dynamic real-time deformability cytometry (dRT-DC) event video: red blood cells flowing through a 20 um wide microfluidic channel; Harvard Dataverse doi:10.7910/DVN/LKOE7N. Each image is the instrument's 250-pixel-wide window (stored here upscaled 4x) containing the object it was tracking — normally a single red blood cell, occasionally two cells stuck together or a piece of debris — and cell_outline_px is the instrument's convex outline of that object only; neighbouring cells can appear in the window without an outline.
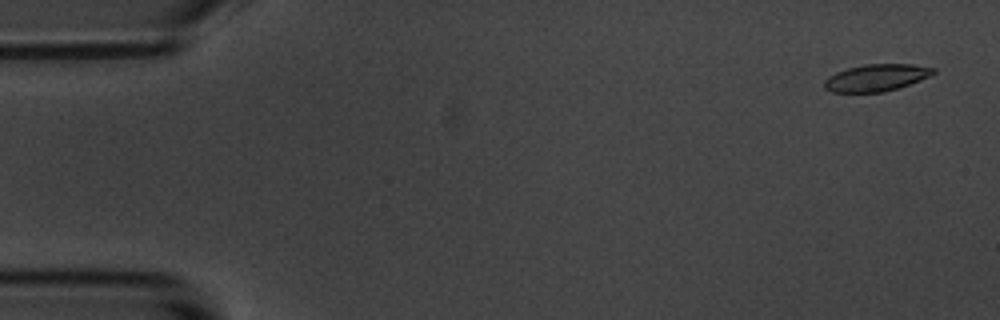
{"species": "common noctule bat (a hibernating species)", "species_latin": "Nyctalus noctula", "temperature_condition": "room temperature", "stored_images_in_passage": 5, "camera_frame_rate_fps": 3000, "um_per_image_px": 0.085, "animal": {"sex": "male", "body_mass_g": 20.1, "forearm_length_mm": 53.5}, "frame": {"image": 1, "passage_image": 1, "time_ms": 0.0, "image_size_px": [1000, 320], "cell_outline_px": [[936, 72], [920, 80], [884, 92], [832, 92], [824, 88], [824, 80], [828, 76], [836, 72], [848, 68], [864, 64], [912, 64], [936, 68]], "centroid_in_image_um": [74.46, 6.6], "position_along_channel_um": 10.5, "area_um2": 17.05}}